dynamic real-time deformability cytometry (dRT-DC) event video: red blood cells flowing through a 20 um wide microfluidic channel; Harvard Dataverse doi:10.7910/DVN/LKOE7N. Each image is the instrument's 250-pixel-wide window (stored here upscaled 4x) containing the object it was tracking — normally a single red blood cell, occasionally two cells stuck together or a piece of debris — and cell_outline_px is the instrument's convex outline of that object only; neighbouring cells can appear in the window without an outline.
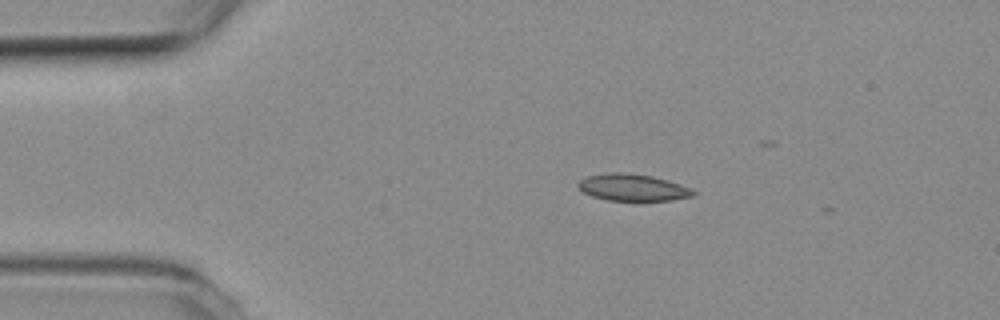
{"species": "common noctule bat (a hibernating species)", "species_latin": "Nyctalus noctula", "temperature_condition": "room temperature", "stored_images_in_passage": 4, "camera_frame_rate_fps": 3000, "um_per_image_px": 0.085, "animal": {"sex": "female", "body_mass_g": 19.3, "forearm_length_mm": 54.1}, "frame": {"image": 1, "passage_image": 2, "time_ms": 0.333, "image_size_px": [1000, 320], "cell_outline_px": [[696, 192], [692, 196], [672, 200], [608, 200], [592, 196], [584, 192], [576, 184], [580, 180], [588, 176], [608, 172], [624, 172], [652, 176], [668, 180], [680, 184]], "centroid_in_image_um": [53.76, 15.92], "position_along_channel_um": 31.2, "area_um2": 17.8}}
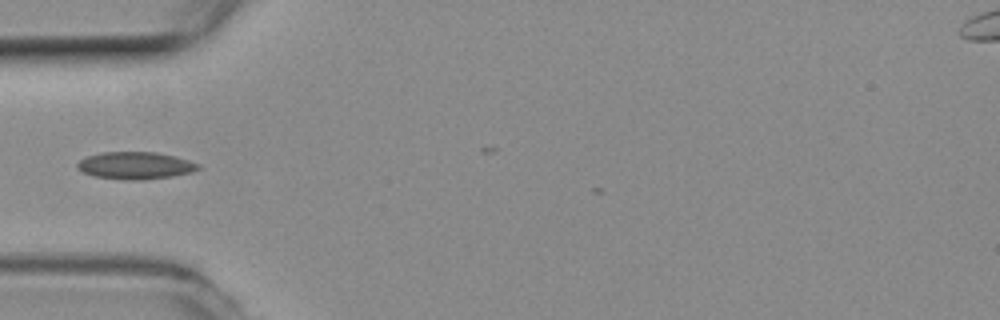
{"frame": {"image": 2, "passage_image": 4, "time_ms": 1.0, "image_size_px": [1000, 320], "cell_outline_px": [[204, 168], [192, 172], [172, 176], [144, 180], [124, 180], [96, 176], [84, 172], [76, 168], [76, 164], [80, 160], [88, 156], [100, 152], [156, 152], [188, 160], [200, 164]], "centroid_in_image_um": [11.53, 14.07], "position_along_channel_um": 73.5, "area_um2": 19.25}}